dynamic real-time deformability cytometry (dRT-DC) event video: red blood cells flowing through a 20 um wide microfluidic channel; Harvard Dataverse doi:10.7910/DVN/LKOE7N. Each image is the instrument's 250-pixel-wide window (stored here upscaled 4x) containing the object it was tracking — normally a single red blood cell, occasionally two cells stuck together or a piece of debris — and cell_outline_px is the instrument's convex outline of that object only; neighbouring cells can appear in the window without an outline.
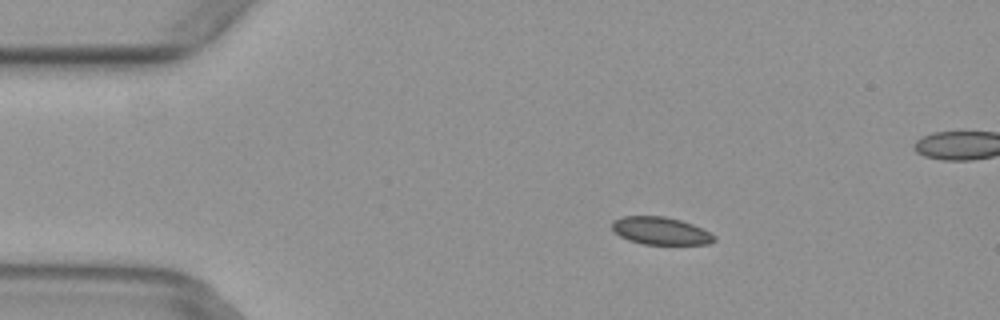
{"species": "common noctule bat (a hibernating species)", "species_latin": "Nyctalus noctula", "temperature_condition": "warm", "stored_images_in_passage": 5, "camera_frame_rate_fps": 3000, "um_per_image_px": 0.085, "animal": {"sex": "female", "body_mass_g": 29.2, "forearm_length_mm": 56.3}, "frame": {"image": 1, "passage_image": 3, "time_ms": 0.667, "image_size_px": [1000, 320], "cell_outline_px": [[716, 240], [708, 244], [644, 244], [628, 240], [612, 232], [612, 220], [624, 216], [664, 216], [680, 220], [692, 224], [716, 236]], "centroid_in_image_um": [56.11, 19.62], "position_along_channel_um": 28.9, "area_um2": 16.42}}